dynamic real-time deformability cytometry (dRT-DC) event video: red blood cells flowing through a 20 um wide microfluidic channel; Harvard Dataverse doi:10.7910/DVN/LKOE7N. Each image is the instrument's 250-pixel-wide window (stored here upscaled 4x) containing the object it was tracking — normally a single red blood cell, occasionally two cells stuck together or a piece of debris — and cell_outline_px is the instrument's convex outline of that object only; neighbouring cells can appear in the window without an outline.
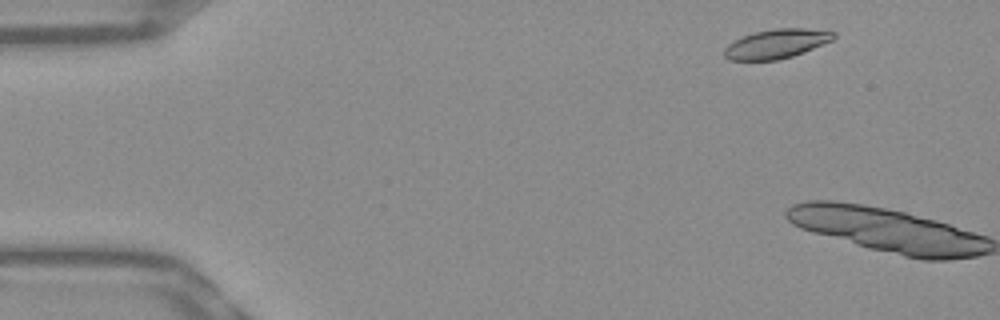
{"species": "Egyptian fruit bat (a non-hibernating species)", "species_latin": "Rousettus aegyptiacus", "temperature_condition": "warm", "stored_images_in_passage": 6, "camera_frame_rate_fps": 3000, "um_per_image_px": 0.085, "frame": {"image": 1, "passage_image": 5, "time_ms": 1.333, "image_size_px": [1000, 320], "cell_outline_px": [[836, 36], [832, 40], [792, 56], [776, 60], [728, 60], [724, 56], [724, 48], [728, 44], [744, 36], [756, 32], [776, 28], [804, 28], [836, 32]], "centroid_in_image_um": [65.98, 3.72], "position_along_channel_um": 19.0, "area_um2": 18.32}}